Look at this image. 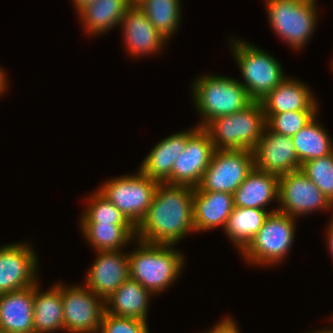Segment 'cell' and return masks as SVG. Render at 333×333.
I'll list each match as a JSON object with an SVG mask.
<instances>
[{"instance_id":"f35d334b","label":"cell","mask_w":333,"mask_h":333,"mask_svg":"<svg viewBox=\"0 0 333 333\" xmlns=\"http://www.w3.org/2000/svg\"><path fill=\"white\" fill-rule=\"evenodd\" d=\"M0 333H7V332L0 326Z\"/></svg>"},{"instance_id":"d6986e66","label":"cell","mask_w":333,"mask_h":333,"mask_svg":"<svg viewBox=\"0 0 333 333\" xmlns=\"http://www.w3.org/2000/svg\"><path fill=\"white\" fill-rule=\"evenodd\" d=\"M260 104L265 114L287 111H318V103L309 87L302 81L286 77Z\"/></svg>"},{"instance_id":"6da1fadb","label":"cell","mask_w":333,"mask_h":333,"mask_svg":"<svg viewBox=\"0 0 333 333\" xmlns=\"http://www.w3.org/2000/svg\"><path fill=\"white\" fill-rule=\"evenodd\" d=\"M193 196L192 187L160 183L146 215L136 227V239L174 246L195 231Z\"/></svg>"},{"instance_id":"8992f818","label":"cell","mask_w":333,"mask_h":333,"mask_svg":"<svg viewBox=\"0 0 333 333\" xmlns=\"http://www.w3.org/2000/svg\"><path fill=\"white\" fill-rule=\"evenodd\" d=\"M296 218L271 212L262 227L240 251L244 260L257 266L278 265L288 255L295 236Z\"/></svg>"},{"instance_id":"7402d4cb","label":"cell","mask_w":333,"mask_h":333,"mask_svg":"<svg viewBox=\"0 0 333 333\" xmlns=\"http://www.w3.org/2000/svg\"><path fill=\"white\" fill-rule=\"evenodd\" d=\"M152 293L130 277L105 301L106 312L147 321Z\"/></svg>"},{"instance_id":"7c38bea8","label":"cell","mask_w":333,"mask_h":333,"mask_svg":"<svg viewBox=\"0 0 333 333\" xmlns=\"http://www.w3.org/2000/svg\"><path fill=\"white\" fill-rule=\"evenodd\" d=\"M27 243H9L0 247V294L22 290L37 284L38 258Z\"/></svg>"},{"instance_id":"8fae6325","label":"cell","mask_w":333,"mask_h":333,"mask_svg":"<svg viewBox=\"0 0 333 333\" xmlns=\"http://www.w3.org/2000/svg\"><path fill=\"white\" fill-rule=\"evenodd\" d=\"M278 190V211L291 217L333 209L330 200L301 170L279 176Z\"/></svg>"},{"instance_id":"ffe728a7","label":"cell","mask_w":333,"mask_h":333,"mask_svg":"<svg viewBox=\"0 0 333 333\" xmlns=\"http://www.w3.org/2000/svg\"><path fill=\"white\" fill-rule=\"evenodd\" d=\"M34 286L0 294V326L7 333H34Z\"/></svg>"},{"instance_id":"f546056e","label":"cell","mask_w":333,"mask_h":333,"mask_svg":"<svg viewBox=\"0 0 333 333\" xmlns=\"http://www.w3.org/2000/svg\"><path fill=\"white\" fill-rule=\"evenodd\" d=\"M318 111H287L265 114L266 127L273 132L293 137L318 115Z\"/></svg>"},{"instance_id":"74e56055","label":"cell","mask_w":333,"mask_h":333,"mask_svg":"<svg viewBox=\"0 0 333 333\" xmlns=\"http://www.w3.org/2000/svg\"><path fill=\"white\" fill-rule=\"evenodd\" d=\"M131 4H137L140 0H128Z\"/></svg>"},{"instance_id":"d4e9b609","label":"cell","mask_w":333,"mask_h":333,"mask_svg":"<svg viewBox=\"0 0 333 333\" xmlns=\"http://www.w3.org/2000/svg\"><path fill=\"white\" fill-rule=\"evenodd\" d=\"M85 239L94 251L122 250L136 237L132 224L80 223Z\"/></svg>"},{"instance_id":"ba28073f","label":"cell","mask_w":333,"mask_h":333,"mask_svg":"<svg viewBox=\"0 0 333 333\" xmlns=\"http://www.w3.org/2000/svg\"><path fill=\"white\" fill-rule=\"evenodd\" d=\"M160 183L143 174L112 178L98 191L113 203L136 228L146 215Z\"/></svg>"},{"instance_id":"cb8c5ba5","label":"cell","mask_w":333,"mask_h":333,"mask_svg":"<svg viewBox=\"0 0 333 333\" xmlns=\"http://www.w3.org/2000/svg\"><path fill=\"white\" fill-rule=\"evenodd\" d=\"M39 284L34 285V333H53L65 330L62 304V291L54 284L46 291H40Z\"/></svg>"},{"instance_id":"44dd1931","label":"cell","mask_w":333,"mask_h":333,"mask_svg":"<svg viewBox=\"0 0 333 333\" xmlns=\"http://www.w3.org/2000/svg\"><path fill=\"white\" fill-rule=\"evenodd\" d=\"M279 176L255 167L235 190L234 206L266 210L271 201L278 203Z\"/></svg>"},{"instance_id":"4fadbf2b","label":"cell","mask_w":333,"mask_h":333,"mask_svg":"<svg viewBox=\"0 0 333 333\" xmlns=\"http://www.w3.org/2000/svg\"><path fill=\"white\" fill-rule=\"evenodd\" d=\"M214 151L209 134L200 128L175 160L171 170V185L198 187Z\"/></svg>"},{"instance_id":"9a60e30c","label":"cell","mask_w":333,"mask_h":333,"mask_svg":"<svg viewBox=\"0 0 333 333\" xmlns=\"http://www.w3.org/2000/svg\"><path fill=\"white\" fill-rule=\"evenodd\" d=\"M120 251H97L85 276L86 286L105 301L130 277L128 253Z\"/></svg>"},{"instance_id":"603a6c76","label":"cell","mask_w":333,"mask_h":333,"mask_svg":"<svg viewBox=\"0 0 333 333\" xmlns=\"http://www.w3.org/2000/svg\"><path fill=\"white\" fill-rule=\"evenodd\" d=\"M128 0H93L77 11L87 33L95 36L120 26Z\"/></svg>"},{"instance_id":"83f0119b","label":"cell","mask_w":333,"mask_h":333,"mask_svg":"<svg viewBox=\"0 0 333 333\" xmlns=\"http://www.w3.org/2000/svg\"><path fill=\"white\" fill-rule=\"evenodd\" d=\"M180 0H140L137 6L167 41L176 33L181 20Z\"/></svg>"},{"instance_id":"836d02e7","label":"cell","mask_w":333,"mask_h":333,"mask_svg":"<svg viewBox=\"0 0 333 333\" xmlns=\"http://www.w3.org/2000/svg\"><path fill=\"white\" fill-rule=\"evenodd\" d=\"M333 215V214H332ZM331 221V222H330ZM329 221L328 229H327V242H328V248L330 250V253L333 257V218H331Z\"/></svg>"},{"instance_id":"277c9868","label":"cell","mask_w":333,"mask_h":333,"mask_svg":"<svg viewBox=\"0 0 333 333\" xmlns=\"http://www.w3.org/2000/svg\"><path fill=\"white\" fill-rule=\"evenodd\" d=\"M266 127L260 101H253L243 110L218 117L203 129L209 134L215 150H253Z\"/></svg>"},{"instance_id":"3957f363","label":"cell","mask_w":333,"mask_h":333,"mask_svg":"<svg viewBox=\"0 0 333 333\" xmlns=\"http://www.w3.org/2000/svg\"><path fill=\"white\" fill-rule=\"evenodd\" d=\"M192 89L193 103L202 116L197 125L199 128L218 117L237 113L253 102L239 80L227 76L209 74L198 77Z\"/></svg>"},{"instance_id":"8d00e7d4","label":"cell","mask_w":333,"mask_h":333,"mask_svg":"<svg viewBox=\"0 0 333 333\" xmlns=\"http://www.w3.org/2000/svg\"><path fill=\"white\" fill-rule=\"evenodd\" d=\"M309 333V332H308ZM310 333H333V327L331 328H327V329H324V330H317V331H315V332H310Z\"/></svg>"},{"instance_id":"52a82bcc","label":"cell","mask_w":333,"mask_h":333,"mask_svg":"<svg viewBox=\"0 0 333 333\" xmlns=\"http://www.w3.org/2000/svg\"><path fill=\"white\" fill-rule=\"evenodd\" d=\"M317 0H266L267 17L274 32L295 50L310 40L317 24Z\"/></svg>"},{"instance_id":"ac0fdd59","label":"cell","mask_w":333,"mask_h":333,"mask_svg":"<svg viewBox=\"0 0 333 333\" xmlns=\"http://www.w3.org/2000/svg\"><path fill=\"white\" fill-rule=\"evenodd\" d=\"M234 208L233 194L194 188L193 224L195 232H206L220 226L225 230Z\"/></svg>"},{"instance_id":"2e32d148","label":"cell","mask_w":333,"mask_h":333,"mask_svg":"<svg viewBox=\"0 0 333 333\" xmlns=\"http://www.w3.org/2000/svg\"><path fill=\"white\" fill-rule=\"evenodd\" d=\"M120 26L123 27L126 49L132 56L155 54L167 42L137 4L127 8Z\"/></svg>"},{"instance_id":"30bf717a","label":"cell","mask_w":333,"mask_h":333,"mask_svg":"<svg viewBox=\"0 0 333 333\" xmlns=\"http://www.w3.org/2000/svg\"><path fill=\"white\" fill-rule=\"evenodd\" d=\"M253 168L252 150H215L198 187L202 191L234 194Z\"/></svg>"},{"instance_id":"e0dca14e","label":"cell","mask_w":333,"mask_h":333,"mask_svg":"<svg viewBox=\"0 0 333 333\" xmlns=\"http://www.w3.org/2000/svg\"><path fill=\"white\" fill-rule=\"evenodd\" d=\"M198 126L172 134L156 144L147 154L139 170L158 181L171 185V170L177 157L185 150L188 140L199 130Z\"/></svg>"},{"instance_id":"5bb4252c","label":"cell","mask_w":333,"mask_h":333,"mask_svg":"<svg viewBox=\"0 0 333 333\" xmlns=\"http://www.w3.org/2000/svg\"><path fill=\"white\" fill-rule=\"evenodd\" d=\"M252 151L254 167L261 171L281 176L301 170L292 137L270 131L267 127Z\"/></svg>"},{"instance_id":"4dcf8cb0","label":"cell","mask_w":333,"mask_h":333,"mask_svg":"<svg viewBox=\"0 0 333 333\" xmlns=\"http://www.w3.org/2000/svg\"><path fill=\"white\" fill-rule=\"evenodd\" d=\"M301 171L333 204V153L305 162Z\"/></svg>"},{"instance_id":"f1b7e54d","label":"cell","mask_w":333,"mask_h":333,"mask_svg":"<svg viewBox=\"0 0 333 333\" xmlns=\"http://www.w3.org/2000/svg\"><path fill=\"white\" fill-rule=\"evenodd\" d=\"M80 223L131 224L123 213L98 190L88 197Z\"/></svg>"},{"instance_id":"7a4b0ae2","label":"cell","mask_w":333,"mask_h":333,"mask_svg":"<svg viewBox=\"0 0 333 333\" xmlns=\"http://www.w3.org/2000/svg\"><path fill=\"white\" fill-rule=\"evenodd\" d=\"M135 240L139 246L128 253L130 278L153 295L160 294L179 279L184 267V255L174 250L173 245Z\"/></svg>"},{"instance_id":"e575fe53","label":"cell","mask_w":333,"mask_h":333,"mask_svg":"<svg viewBox=\"0 0 333 333\" xmlns=\"http://www.w3.org/2000/svg\"><path fill=\"white\" fill-rule=\"evenodd\" d=\"M0 67V96L4 94V91H6L7 84H6V75L4 70Z\"/></svg>"},{"instance_id":"1f68e13d","label":"cell","mask_w":333,"mask_h":333,"mask_svg":"<svg viewBox=\"0 0 333 333\" xmlns=\"http://www.w3.org/2000/svg\"><path fill=\"white\" fill-rule=\"evenodd\" d=\"M98 333H150L147 321L114 316L105 311Z\"/></svg>"},{"instance_id":"9c48e42d","label":"cell","mask_w":333,"mask_h":333,"mask_svg":"<svg viewBox=\"0 0 333 333\" xmlns=\"http://www.w3.org/2000/svg\"><path fill=\"white\" fill-rule=\"evenodd\" d=\"M56 285L62 291L64 328L69 333H98L106 311L105 300L96 296L85 284L70 287Z\"/></svg>"},{"instance_id":"d6a6232c","label":"cell","mask_w":333,"mask_h":333,"mask_svg":"<svg viewBox=\"0 0 333 333\" xmlns=\"http://www.w3.org/2000/svg\"><path fill=\"white\" fill-rule=\"evenodd\" d=\"M237 322L234 321L231 317L224 318L220 322L213 326L207 332L204 333H240Z\"/></svg>"},{"instance_id":"4316f807","label":"cell","mask_w":333,"mask_h":333,"mask_svg":"<svg viewBox=\"0 0 333 333\" xmlns=\"http://www.w3.org/2000/svg\"><path fill=\"white\" fill-rule=\"evenodd\" d=\"M275 211L278 209L269 212L259 208L235 207L224 231L240 252L262 227L269 213Z\"/></svg>"},{"instance_id":"d590c367","label":"cell","mask_w":333,"mask_h":333,"mask_svg":"<svg viewBox=\"0 0 333 333\" xmlns=\"http://www.w3.org/2000/svg\"><path fill=\"white\" fill-rule=\"evenodd\" d=\"M73 6L76 8V11L81 9L83 6H85L88 3H91L93 0H72Z\"/></svg>"},{"instance_id":"484cf974","label":"cell","mask_w":333,"mask_h":333,"mask_svg":"<svg viewBox=\"0 0 333 333\" xmlns=\"http://www.w3.org/2000/svg\"><path fill=\"white\" fill-rule=\"evenodd\" d=\"M317 115L292 139L301 166L310 160L333 153V141L317 121Z\"/></svg>"},{"instance_id":"5b68a950","label":"cell","mask_w":333,"mask_h":333,"mask_svg":"<svg viewBox=\"0 0 333 333\" xmlns=\"http://www.w3.org/2000/svg\"><path fill=\"white\" fill-rule=\"evenodd\" d=\"M230 45L244 80L239 82L253 101L262 100L286 78L279 61L263 49L236 38Z\"/></svg>"}]
</instances>
